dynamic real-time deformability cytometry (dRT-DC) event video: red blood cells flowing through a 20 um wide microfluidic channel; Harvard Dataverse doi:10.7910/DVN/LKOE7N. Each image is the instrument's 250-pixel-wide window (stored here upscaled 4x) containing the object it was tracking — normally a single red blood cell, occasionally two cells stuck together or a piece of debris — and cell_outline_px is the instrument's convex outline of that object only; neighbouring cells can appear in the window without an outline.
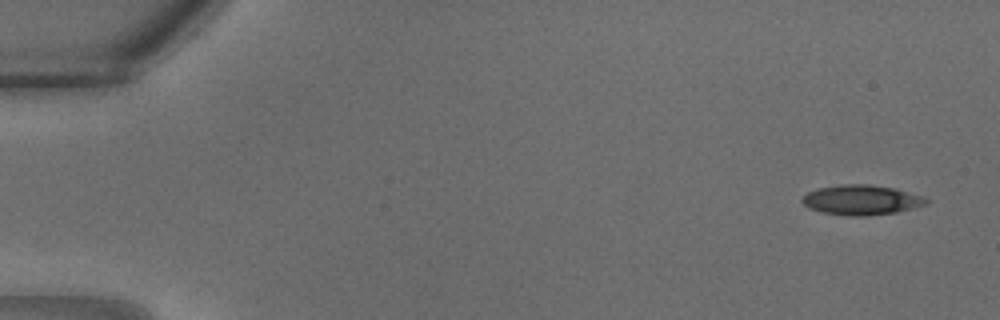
{"species": "common noctule bat (a hibernating species)", "species_latin": "Nyctalus noctula", "temperature_condition": "warm", "stored_images_in_passage": 7, "camera_frame_rate_fps": 3000, "um_per_image_px": 0.085, "animal": {"sex": "male", "body_mass_g": 18.8}, "frame": {"image": 1, "passage_image": 1, "time_ms": 0.0, "image_size_px": [1000, 320], "cell_outline_px": [[928, 204], [896, 212], [868, 216], [852, 216], [824, 212], [808, 208], [800, 200], [808, 192], [820, 188], [840, 184], [868, 184], [892, 188], [924, 196], [928, 200]], "centroid_in_image_um": [73.23, 17.0], "position_along_channel_um": 11.8, "area_um2": 21.44}}